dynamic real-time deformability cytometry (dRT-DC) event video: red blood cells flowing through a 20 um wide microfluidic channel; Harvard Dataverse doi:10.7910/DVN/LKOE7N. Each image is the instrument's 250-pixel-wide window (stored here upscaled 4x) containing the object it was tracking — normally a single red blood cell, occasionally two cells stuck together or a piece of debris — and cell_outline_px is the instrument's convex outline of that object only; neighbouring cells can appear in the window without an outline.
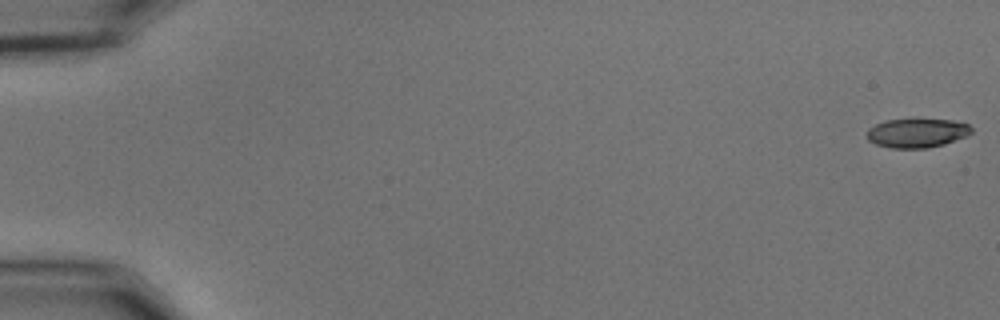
{"species": "common noctule bat (a hibernating species)", "species_latin": "Nyctalus noctula", "temperature_condition": "cold", "stored_images_in_passage": 56, "camera_frame_rate_fps": 3000, "um_per_image_px": 0.085, "animal": {"sex": "male", "body_mass_g": 15.6}, "frame": {"image": 1, "passage_image": 1, "time_ms": 0.0, "image_size_px": [1000, 320], "cell_outline_px": [[972, 132], [968, 136], [944, 144], [928, 148], [892, 148], [876, 144], [868, 140], [868, 128], [884, 120], [952, 120], [968, 124], [972, 128]], "centroid_in_image_um": [77.97, 11.31], "position_along_channel_um": 7.0, "area_um2": 17.57}}
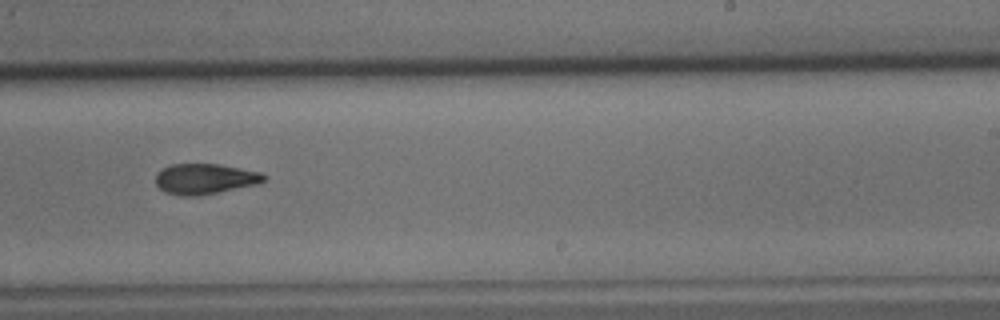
{"frame": {"image": 2, "passage_image": 36, "time_ms": 11.667, "image_size_px": [1000, 320], "cell_outline_px": [[268, 176], [264, 180], [256, 184], [220, 192], [196, 196], [180, 196], [164, 192], [156, 184], [156, 172], [172, 164], [220, 164], [260, 172]], "centroid_in_image_um": [17.4, 15.21], "position_along_channel_um": 271.6, "area_um2": 19.25}}
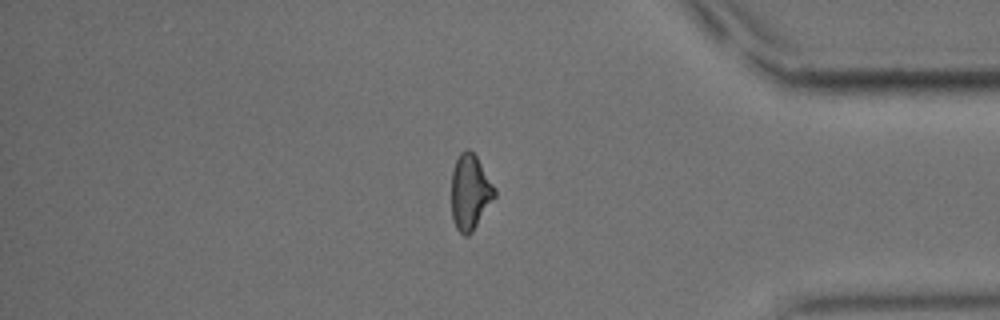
{"frame": {"image": 3, "passage_image": 48, "time_ms": 15.667, "image_size_px": [1000, 320], "cell_outline_px": [[496, 196], [472, 232], [468, 236], [464, 236], [456, 228], [452, 220], [452, 172], [456, 160], [460, 152], [464, 148], [468, 148], [476, 156], [496, 188]], "centroid_in_image_um": [39.96, 16.33], "position_along_channel_um": 395.2, "area_um2": 19.02}, "authors_computed_cell_mechanics": {"area_um2": 19.2474, "velocity_mm_per_s": 3.64, "shape_relaxation_time_tau1_ms": 5.851, "shape_relaxation_time_tau2_ms": 7.4466, "deformation_change_tau1": 0.1833, "deformation_change_tau2": 0.1628}}